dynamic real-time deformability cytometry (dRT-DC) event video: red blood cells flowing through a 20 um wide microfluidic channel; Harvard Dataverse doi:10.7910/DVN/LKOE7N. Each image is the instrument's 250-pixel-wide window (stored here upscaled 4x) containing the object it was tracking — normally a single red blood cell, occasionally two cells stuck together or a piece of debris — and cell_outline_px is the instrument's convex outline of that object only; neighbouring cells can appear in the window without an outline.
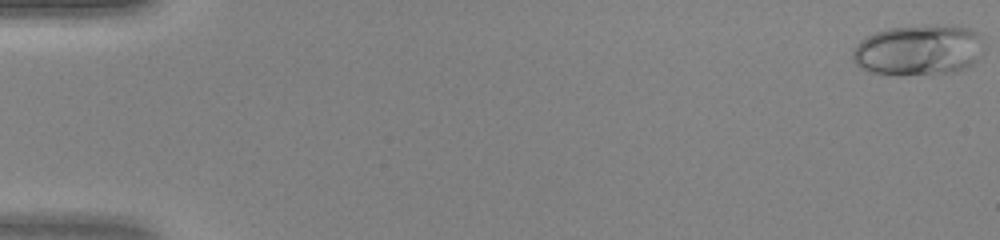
{"species": "human", "species_latin": "Homo sapiens", "temperature_condition": "warm", "stored_images_in_passage": 47, "camera_frame_rate_fps": 3000, "um_per_image_px": 0.085, "donor": {"sex": "female"}, "frame": {"image": 1, "passage_image": 1, "time_ms": 0.0, "image_size_px": [1000, 240], "cell_outline_px": [[984, 52], [972, 64], [952, 72], [900, 76], [896, 76], [868, 72], [860, 68], [852, 60], [852, 52], [856, 44], [864, 36], [888, 28], [936, 24], [968, 28], [976, 32], [980, 36]], "centroid_in_image_um": [78.02, 4.26], "position_along_channel_um": 7.0, "area_um2": 39.3}}
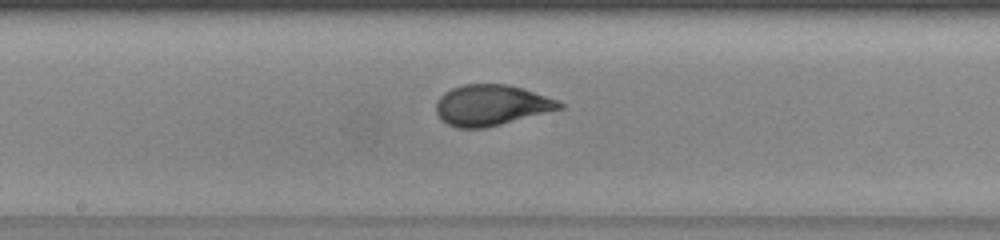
{"frame": {"image": 2, "passage_image": 26, "time_ms": 8.333, "image_size_px": [1000, 240], "cell_outline_px": [[564, 108], [484, 128], [456, 128], [448, 124], [436, 112], [436, 100], [444, 92], [452, 88], [464, 84], [508, 84], [556, 100], [564, 104]], "centroid_in_image_um": [41.72, 8.94], "position_along_channel_um": 206.5, "area_um2": 28.9}}
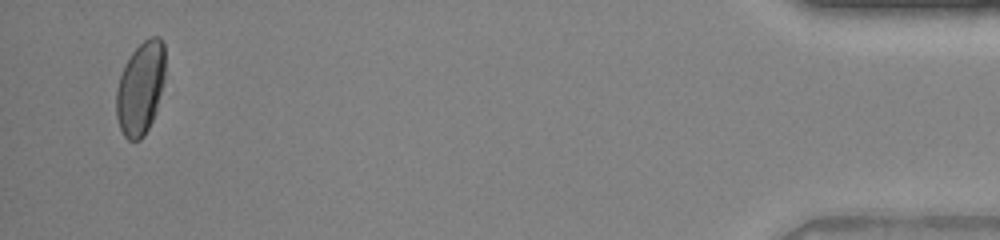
{"frame": {"image": 3, "passage_image": 46, "time_ms": 15.0, "image_size_px": [1000, 240], "cell_outline_px": [[164, 80], [156, 112], [144, 136], [140, 140], [128, 140], [124, 136], [120, 128], [116, 116], [116, 88], [124, 64], [132, 52], [148, 36], [160, 36], [164, 44]], "centroid_in_image_um": [11.94, 7.48], "position_along_channel_um": 423.3, "area_um2": 26.65}}